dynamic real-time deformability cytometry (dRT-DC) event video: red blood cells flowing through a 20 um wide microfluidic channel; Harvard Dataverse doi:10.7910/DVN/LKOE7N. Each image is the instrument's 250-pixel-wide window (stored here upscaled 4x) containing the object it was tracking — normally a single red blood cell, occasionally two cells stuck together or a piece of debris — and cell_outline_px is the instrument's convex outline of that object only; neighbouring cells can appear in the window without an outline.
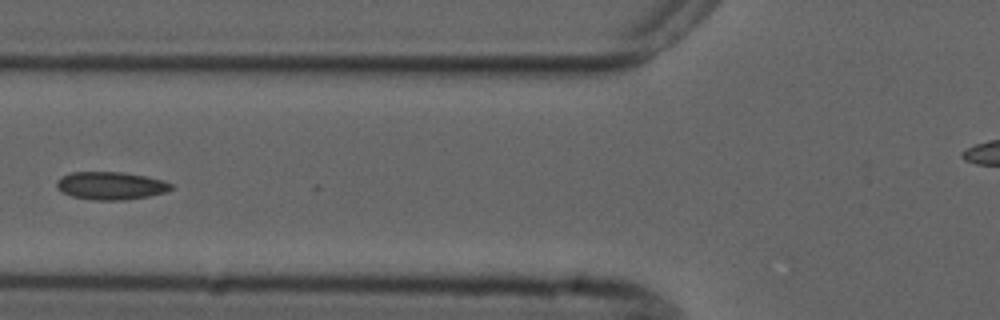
{"species": "common noctule bat (a hibernating species)", "species_latin": "Nyctalus noctula", "temperature_condition": "cold", "stored_images_in_passage": 7, "camera_frame_rate_fps": 3000, "um_per_image_px": 0.085, "animal": {"sex": "male", "forearm_length_mm": 52.5}, "frame": {"image": 1, "passage_image": 6, "time_ms": 6.0, "image_size_px": [1000, 320], "cell_outline_px": [[172, 188], [168, 192], [148, 196], [124, 200], [92, 200], [72, 196], [60, 192], [56, 188], [56, 180], [60, 176], [72, 172], [124, 172], [164, 180], [172, 184]], "centroid_in_image_um": [9.38, 15.78], "position_along_channel_um": 116.4, "area_um2": 18.79}}
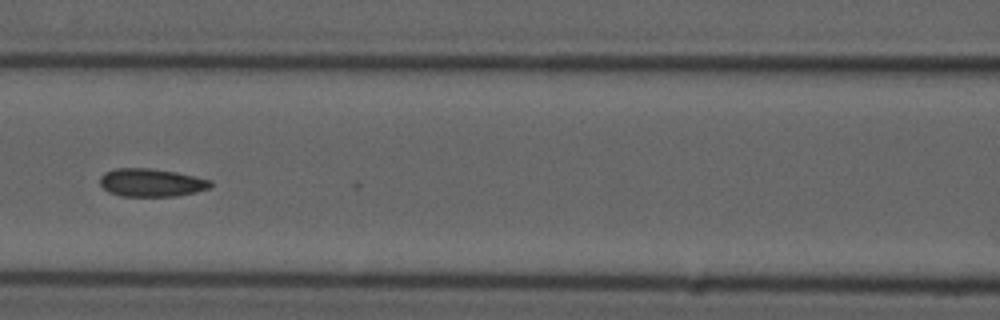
{"frame": {"image": 2, "passage_image": 7, "time_ms": 7.0, "image_size_px": [1000, 320], "cell_outline_px": [[212, 184], [208, 188], [196, 192], [176, 196], [120, 196], [108, 192], [100, 184], [100, 176], [104, 172], [116, 168], [148, 168], [176, 172], [212, 180]], "centroid_in_image_um": [12.84, 15.52], "position_along_channel_um": 153.8, "area_um2": 18.09}}